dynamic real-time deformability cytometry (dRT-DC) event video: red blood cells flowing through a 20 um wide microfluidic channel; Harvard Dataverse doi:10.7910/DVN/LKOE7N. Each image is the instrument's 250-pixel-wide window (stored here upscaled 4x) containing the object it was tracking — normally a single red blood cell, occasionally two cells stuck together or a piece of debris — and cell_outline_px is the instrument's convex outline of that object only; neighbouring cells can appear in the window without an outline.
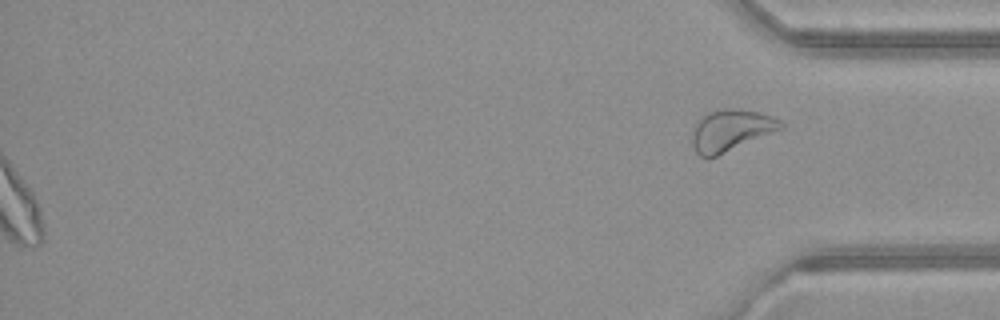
{"species": "common noctule bat (a hibernating species)", "species_latin": "Nyctalus noctula", "temperature_condition": "warm", "stored_images_in_passage": 52, "segment_of_instrument_passage": [2, 2], "camera_frame_rate_fps": 3000, "um_per_image_px": 0.085, "animal": {"sex": "female", "body_mass_g": 21.9}, "frame": {"image": 1, "passage_image": 52, "time_ms": 17.0, "image_size_px": [1000, 320], "cell_outline_px": [[784, 128], [708, 160], [700, 156], [696, 152], [692, 144], [692, 132], [696, 124], [708, 112], [724, 108], [736, 108], [760, 112], [772, 116], [780, 120], [784, 124]], "centroid_in_image_um": [62.13, 11.09], "position_along_channel_um": 373.1, "area_um2": 21.62}}